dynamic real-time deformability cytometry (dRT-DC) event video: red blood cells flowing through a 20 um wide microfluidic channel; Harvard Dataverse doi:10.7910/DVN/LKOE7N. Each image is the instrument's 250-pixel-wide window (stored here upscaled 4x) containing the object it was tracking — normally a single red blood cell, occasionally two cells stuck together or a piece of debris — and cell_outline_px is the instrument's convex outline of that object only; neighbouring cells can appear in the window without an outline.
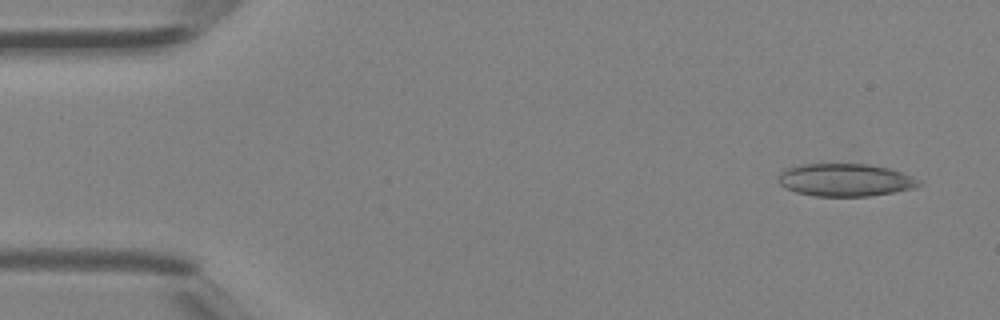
{"species": "Egyptian fruit bat (a non-hibernating species)", "species_latin": "Rousettus aegyptiacus", "temperature_condition": "room temperature", "stored_images_in_passage": 40, "camera_frame_rate_fps": 3000, "um_per_image_px": 0.085, "animal": {"sex": "female"}, "frame": {"image": 1, "passage_image": 2, "time_ms": 0.333, "image_size_px": [1000, 320], "cell_outline_px": [[924, 184], [916, 188], [868, 196], [816, 196], [796, 192], [784, 188], [776, 180], [780, 172], [788, 168], [800, 164], [868, 164], [888, 168], [924, 180]], "centroid_in_image_um": [71.87, 15.3], "position_along_channel_um": 13.1, "area_um2": 26.99}}
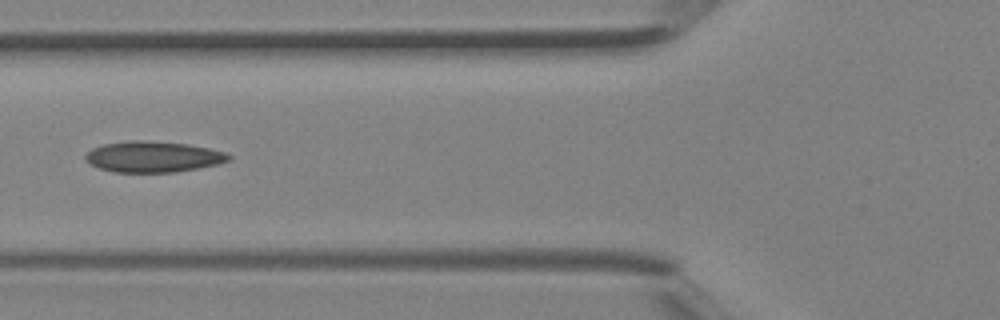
{"frame": {"image": 2, "passage_image": 15, "time_ms": 4.667, "image_size_px": [1000, 320], "cell_outline_px": [[232, 160], [220, 164], [176, 172], [116, 172], [100, 168], [84, 160], [84, 156], [92, 148], [104, 144], [128, 140], [144, 140], [188, 144], [208, 148], [224, 152], [232, 156]], "centroid_in_image_um": [13.04, 13.32], "position_along_channel_um": 112.8, "area_um2": 25.89}}
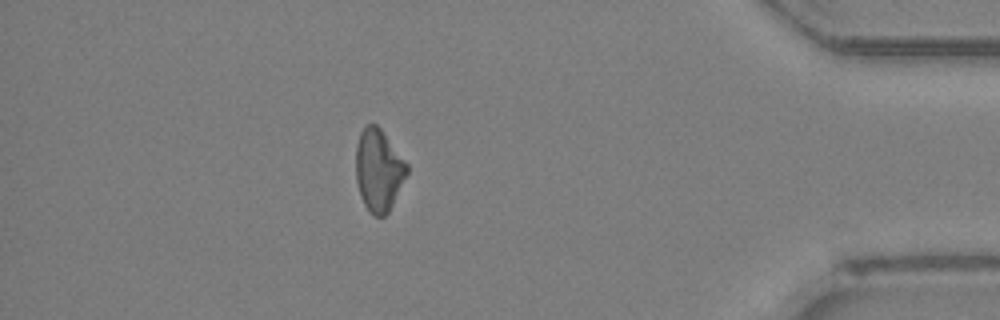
{"frame": {"image": 3, "passage_image": 35, "time_ms": 11.333, "image_size_px": [1000, 320], "cell_outline_px": [[408, 172], [388, 212], [384, 216], [372, 216], [364, 204], [360, 196], [356, 180], [356, 144], [360, 132], [368, 124], [376, 124], [380, 128], [408, 164]], "centroid_in_image_um": [32.17, 14.47], "position_along_channel_um": 403.0, "area_um2": 24.28}}